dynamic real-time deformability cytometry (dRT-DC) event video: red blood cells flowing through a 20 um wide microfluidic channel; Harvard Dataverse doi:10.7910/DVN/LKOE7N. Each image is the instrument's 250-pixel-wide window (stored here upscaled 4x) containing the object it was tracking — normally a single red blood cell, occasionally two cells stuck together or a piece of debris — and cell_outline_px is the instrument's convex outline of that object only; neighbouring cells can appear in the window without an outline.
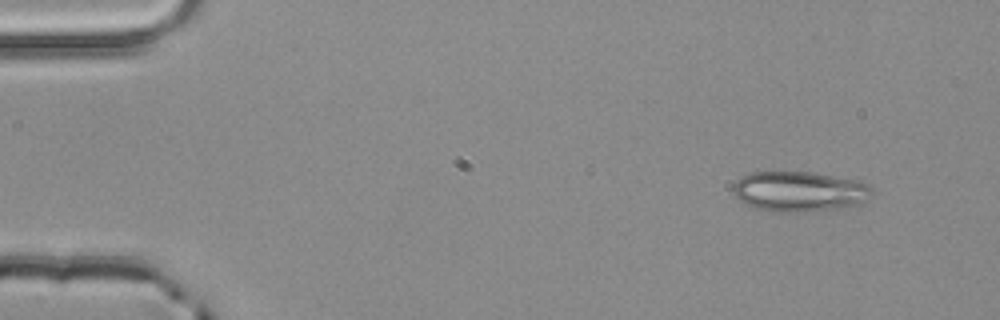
{"species": "common noctule bat (a hibernating species)", "species_latin": "Nyctalus noctula", "temperature_condition": "room temperature", "stored_images_in_passage": 3, "camera_frame_rate_fps": 3000, "um_per_image_px": 0.085, "animal": {"sex": "male", "body_mass_g": 20.4}, "frame": {"image": 1, "passage_image": 1, "time_ms": 0.0, "image_size_px": [1000, 320], "cell_outline_px": [[872, 196], [860, 204], [840, 208], [808, 212], [772, 212], [756, 208], [740, 200], [736, 196], [732, 188], [736, 180], [740, 176], [752, 172], [812, 172], [856, 180], [868, 184], [872, 188]], "centroid_in_image_um": [67.96, 16.28], "position_along_channel_um": 17.0, "area_um2": 32.71}}